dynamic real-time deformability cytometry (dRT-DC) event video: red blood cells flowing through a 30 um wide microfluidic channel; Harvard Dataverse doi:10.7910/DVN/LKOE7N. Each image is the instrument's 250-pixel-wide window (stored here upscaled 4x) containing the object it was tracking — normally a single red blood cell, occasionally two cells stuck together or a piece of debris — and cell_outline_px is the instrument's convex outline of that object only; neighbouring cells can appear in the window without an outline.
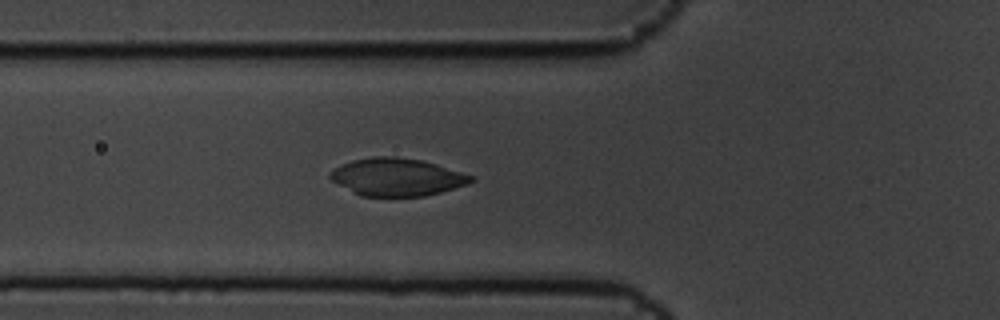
{"species": "common noctule bat (a hibernating species)", "species_latin": "Nyctalus noctula", "temperature_condition": "cold", "stored_images_in_passage": 6, "camera_frame_rate_fps": 3000, "um_per_image_px": 0.085, "animal": {"sex": "male", "body_mass_g": 19.5, "forearm_length_mm": 54.6}, "frame": {"image": 1, "passage_image": 6, "time_ms": 1.667, "image_size_px": [1000, 320], "cell_outline_px": [[476, 180], [468, 184], [440, 192], [424, 196], [360, 196], [352, 192], [332, 180], [328, 176], [328, 172], [352, 160], [372, 156], [396, 156], [424, 160], [476, 176]], "centroid_in_image_um": [33.78, 15.04], "position_along_channel_um": 92.0, "area_um2": 31.1}}